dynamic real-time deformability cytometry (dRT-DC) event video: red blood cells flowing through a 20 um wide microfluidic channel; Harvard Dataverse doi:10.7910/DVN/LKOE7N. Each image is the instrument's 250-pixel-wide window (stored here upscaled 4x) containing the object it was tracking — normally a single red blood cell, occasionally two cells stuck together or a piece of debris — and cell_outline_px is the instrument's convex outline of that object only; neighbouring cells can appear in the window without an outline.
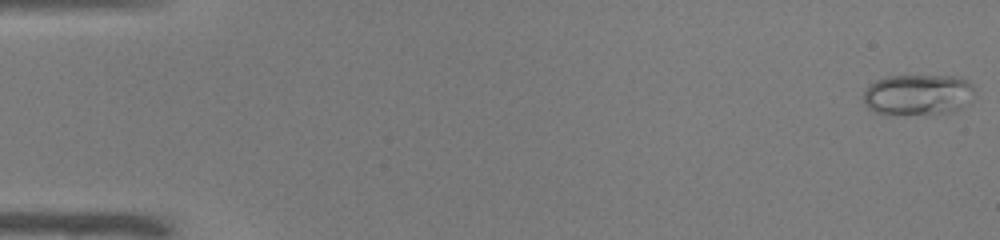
{"species": "common noctule bat (a hibernating species)", "species_latin": "Nyctalus noctula", "temperature_condition": "warm", "stored_images_in_passage": 51, "camera_frame_rate_fps": 3000, "um_per_image_px": 0.085, "animal": {"sex": "male", "body_mass_g": 19.0, "forearm_length_mm": 50.8}, "frame": {"image": 1, "passage_image": 1, "time_ms": 0.0, "image_size_px": [1000, 240], "cell_outline_px": [[972, 104], [952, 112], [876, 112], [868, 108], [864, 104], [864, 92], [868, 84], [876, 80], [888, 76], [956, 76], [968, 80], [972, 84]], "centroid_in_image_um": [78.07, 8.0], "position_along_channel_um": 6.9, "area_um2": 26.01}}
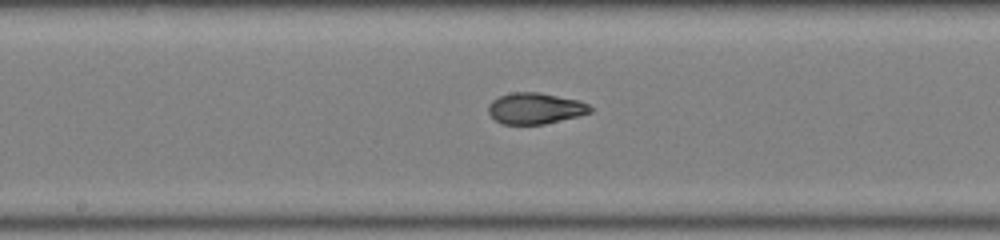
{"frame": {"image": 2, "passage_image": 27, "time_ms": 8.667, "image_size_px": [1000, 240], "cell_outline_px": [[592, 112], [580, 116], [544, 124], [500, 124], [488, 112], [488, 104], [492, 100], [500, 96], [512, 92], [540, 92], [580, 100], [588, 104], [592, 108]], "centroid_in_image_um": [45.51, 9.21], "position_along_channel_um": 202.7, "area_um2": 18.67}}
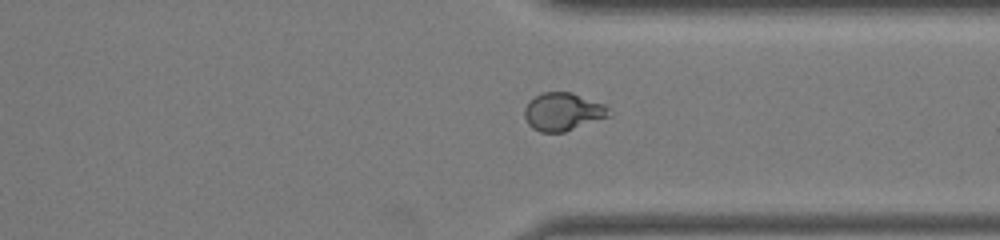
{"frame": {"image": 3, "passage_image": 39, "time_ms": 12.667, "image_size_px": [1000, 240], "cell_outline_px": [[616, 112], [612, 116], [564, 132], [540, 132], [532, 128], [528, 124], [524, 116], [524, 108], [528, 100], [540, 92], [572, 92], [604, 104]], "centroid_in_image_um": [47.88, 9.49], "position_along_channel_um": 363.5, "area_um2": 19.19}, "authors_computed_cell_mechanics": {"area_um2": 19.1896, "velocity_mm_per_s": 4.0062, "shape_relaxation_time_tau1_ms": 9.3106, "shape_relaxation_time_tau2_ms": 1.1928, "deformation_change_tau1": 0.2887, "deformation_change_tau2": 0.0573}}